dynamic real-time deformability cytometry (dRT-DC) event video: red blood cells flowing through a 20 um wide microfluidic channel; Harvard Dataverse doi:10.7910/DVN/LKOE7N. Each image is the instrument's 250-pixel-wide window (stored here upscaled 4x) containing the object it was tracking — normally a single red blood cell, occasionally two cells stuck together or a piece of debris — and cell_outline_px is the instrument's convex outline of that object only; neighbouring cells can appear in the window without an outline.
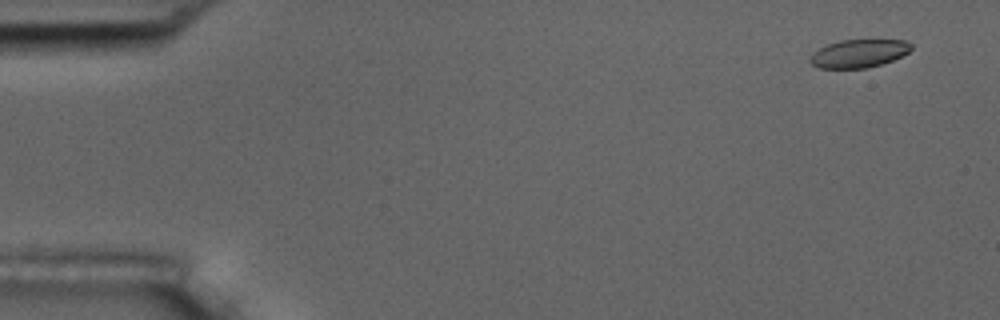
{"species": "common noctule bat (a hibernating species)", "species_latin": "Nyctalus noctula", "temperature_condition": "room temperature", "stored_images_in_passage": 6, "camera_frame_rate_fps": 3000, "um_per_image_px": 0.085, "animal": {"sex": "male", "body_mass_g": 17.5, "forearm_length_mm": 52.3}, "frame": {"image": 1, "passage_image": 1, "time_ms": 0.0, "image_size_px": [1000, 320], "cell_outline_px": [[912, 48], [908, 52], [892, 60], [868, 68], [820, 68], [812, 64], [808, 60], [812, 52], [828, 44], [840, 40], [908, 40], [912, 44]], "centroid_in_image_um": [72.99, 4.54], "position_along_channel_um": 12.0, "area_um2": 16.53}}
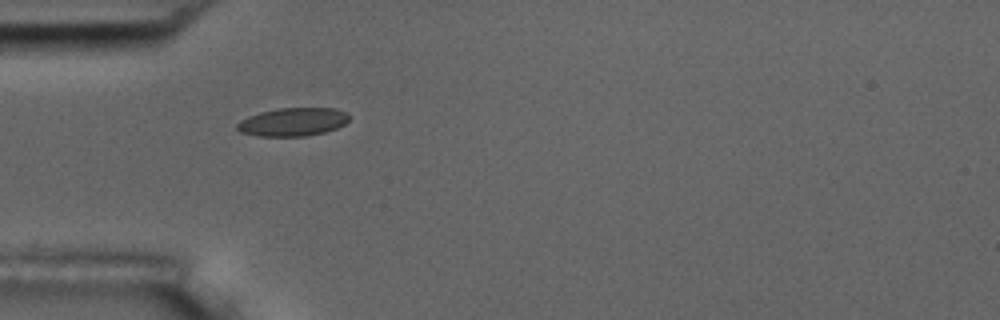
{"frame": {"image": 2, "passage_image": 5, "time_ms": 4.667, "image_size_px": [1000, 320], "cell_outline_px": [[348, 120], [344, 124], [336, 128], [324, 132], [304, 136], [260, 136], [240, 132], [236, 128], [236, 124], [240, 120], [248, 116], [260, 112], [280, 108], [336, 108], [348, 112]], "centroid_in_image_um": [24.88, 10.35], "position_along_channel_um": 60.1, "area_um2": 18.44}}